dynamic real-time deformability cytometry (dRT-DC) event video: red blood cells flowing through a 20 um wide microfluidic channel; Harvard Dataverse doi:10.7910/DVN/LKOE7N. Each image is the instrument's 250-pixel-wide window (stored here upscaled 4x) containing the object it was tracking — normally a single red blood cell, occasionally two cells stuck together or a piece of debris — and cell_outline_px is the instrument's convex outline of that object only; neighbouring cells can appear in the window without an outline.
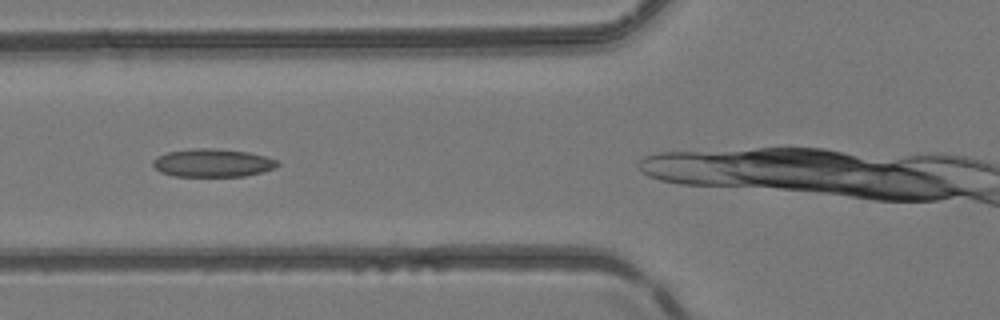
{"species": "common noctule bat (a hibernating species)", "species_latin": "Nyctalus noctula", "temperature_condition": "room temperature", "stored_images_in_passage": 9, "camera_frame_rate_fps": 3000, "um_per_image_px": 0.085, "animal": {"sex": "female", "body_mass_g": 24.6, "forearm_length_mm": 56.2}, "frame": {"image": 1, "passage_image": 4, "time_ms": 1.0, "image_size_px": [1000, 320], "cell_outline_px": [[280, 164], [276, 168], [244, 176], [172, 176], [160, 172], [152, 164], [152, 160], [156, 156], [168, 152], [192, 148], [212, 148], [248, 152], [264, 156], [276, 160]], "centroid_in_image_um": [18.04, 13.84], "position_along_channel_um": 107.8, "area_um2": 20.4}}